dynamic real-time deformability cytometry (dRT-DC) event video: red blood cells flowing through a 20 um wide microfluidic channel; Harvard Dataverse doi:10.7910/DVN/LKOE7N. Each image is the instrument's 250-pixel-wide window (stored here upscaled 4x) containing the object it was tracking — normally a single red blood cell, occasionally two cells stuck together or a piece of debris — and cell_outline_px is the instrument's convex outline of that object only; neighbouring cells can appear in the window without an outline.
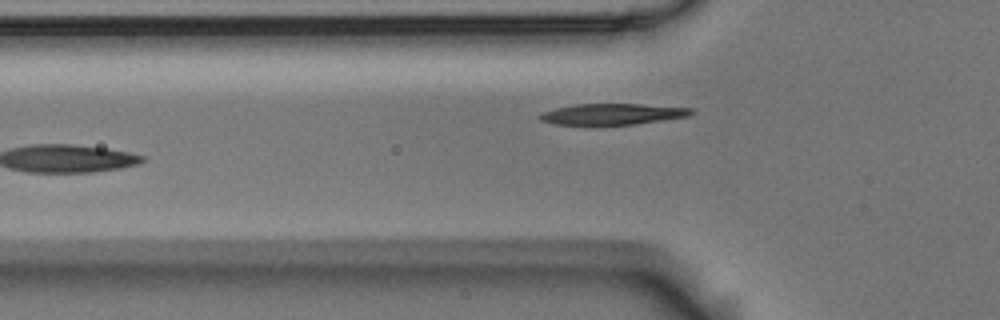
{"species": "Egyptian fruit bat (a non-hibernating species)", "species_latin": "Rousettus aegyptiacus", "temperature_condition": "room temperature", "stored_images_in_passage": 15, "camera_frame_rate_fps": 3000, "um_per_image_px": 0.085, "animal": {"sex": "male"}, "frame": {"image": 1, "passage_image": 5, "time_ms": 1.333, "image_size_px": [1000, 320], "cell_outline_px": [[696, 112], [688, 116], [632, 124], [556, 124], [540, 120], [536, 116], [540, 112], [572, 104], [640, 104], [696, 108]], "centroid_in_image_um": [52.05, 9.68], "position_along_channel_um": 73.7, "area_um2": 18.5}}
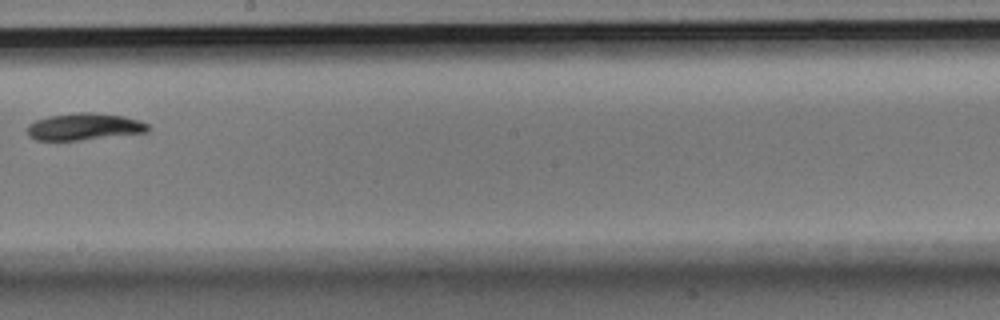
{"frame": {"image": 2, "passage_image": 9, "time_ms": 2.667, "image_size_px": [1000, 320], "cell_outline_px": [[152, 128], [148, 132], [80, 140], [36, 140], [28, 136], [28, 124], [36, 120], [48, 116], [80, 112], [92, 112], [124, 116], [140, 120], [148, 124]], "centroid_in_image_um": [7.19, 10.76], "position_along_channel_um": 241.0, "area_um2": 19.02}}
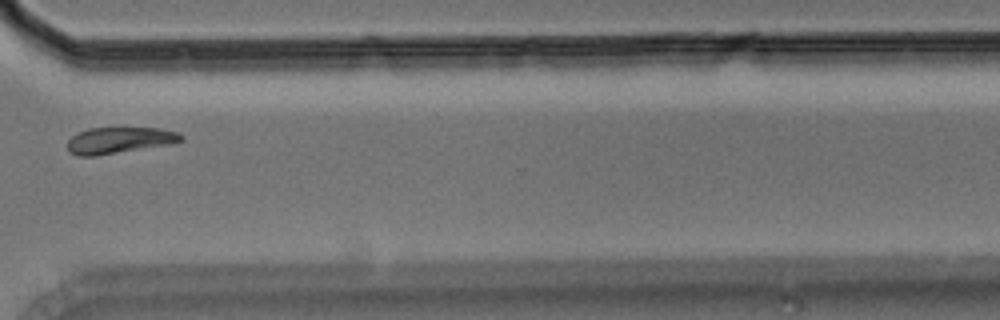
{"frame": {"image": 3, "passage_image": 12, "time_ms": 3.667, "image_size_px": [1000, 320], "cell_outline_px": [[184, 140], [176, 144], [96, 156], [76, 156], [68, 152], [68, 140], [76, 132], [88, 128], [160, 128], [176, 132], [184, 136]], "centroid_in_image_um": [10.17, 11.93], "position_along_channel_um": 360.4, "area_um2": 17.86}}